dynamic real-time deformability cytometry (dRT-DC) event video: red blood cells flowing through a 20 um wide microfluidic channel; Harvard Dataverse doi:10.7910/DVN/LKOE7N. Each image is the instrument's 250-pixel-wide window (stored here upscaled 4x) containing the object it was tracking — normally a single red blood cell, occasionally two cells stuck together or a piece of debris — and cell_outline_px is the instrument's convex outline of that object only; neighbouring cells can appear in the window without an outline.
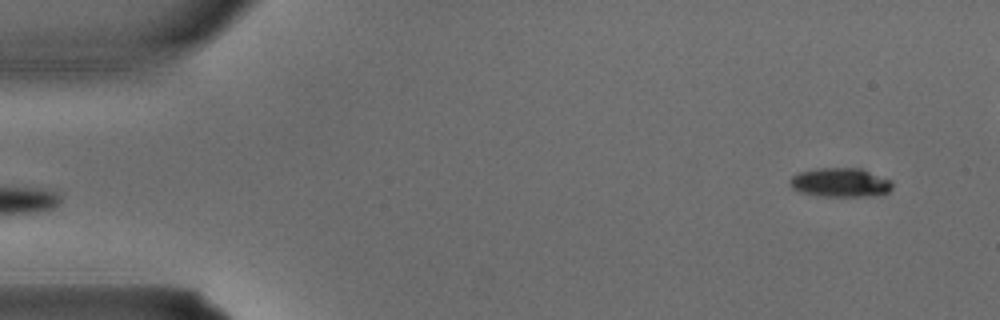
{"species": "common noctule bat (a hibernating species)", "species_latin": "Nyctalus noctula", "temperature_condition": "warm", "stored_images_in_passage": 3, "segment_of_instrument_passage": [2, 2], "camera_frame_rate_fps": 3000, "um_per_image_px": 0.085, "animal": {"sex": "male", "body_mass_g": 15.6}, "frame": {"image": 1, "passage_image": 3, "time_ms": 0.667, "image_size_px": [1000, 320], "cell_outline_px": [[892, 188], [888, 192], [872, 196], [824, 196], [800, 192], [792, 188], [792, 176], [800, 172], [816, 168], [860, 168], [892, 180]], "centroid_in_image_um": [71.47, 15.51], "position_along_channel_um": 13.5, "area_um2": 17.17}}